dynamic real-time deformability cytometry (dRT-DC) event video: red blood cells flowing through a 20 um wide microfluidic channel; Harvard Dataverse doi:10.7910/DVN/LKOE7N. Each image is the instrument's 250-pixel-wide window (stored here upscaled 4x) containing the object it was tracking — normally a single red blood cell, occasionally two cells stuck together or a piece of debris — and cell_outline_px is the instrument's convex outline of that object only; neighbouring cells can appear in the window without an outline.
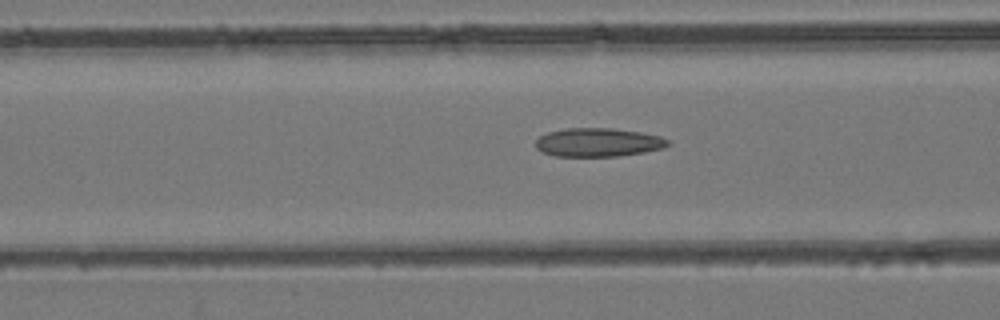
{"species": "common noctule bat (a hibernating species)", "species_latin": "Nyctalus noctula", "temperature_condition": "room temperature", "stored_images_in_passage": 50, "camera_frame_rate_fps": 3000, "um_per_image_px": 0.085, "animal": {"sex": "female", "body_mass_g": 24.6, "forearm_length_mm": 56.2}, "frame": {"image": 1, "passage_image": 20, "time_ms": 6.333, "image_size_px": [1000, 320], "cell_outline_px": [[668, 144], [664, 148], [644, 152], [620, 156], [556, 156], [544, 152], [536, 148], [536, 140], [540, 136], [548, 132], [568, 128], [612, 128], [640, 132], [660, 136], [668, 140]], "centroid_in_image_um": [50.85, 12.1], "position_along_channel_um": 115.8, "area_um2": 21.91}}
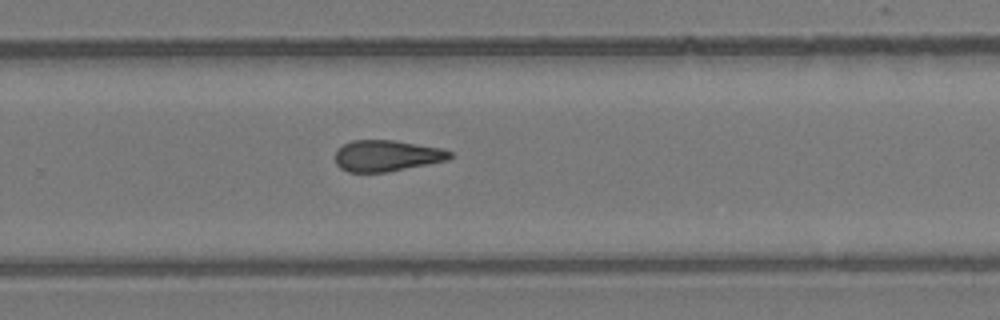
{"frame": {"image": 2, "passage_image": 33, "time_ms": 10.667, "image_size_px": [1000, 320], "cell_outline_px": [[452, 156], [448, 160], [388, 172], [348, 172], [340, 168], [336, 164], [336, 152], [344, 144], [352, 140], [392, 140], [444, 148], [452, 152]], "centroid_in_image_um": [32.9, 13.24], "position_along_channel_um": 296.9, "area_um2": 20.87}}
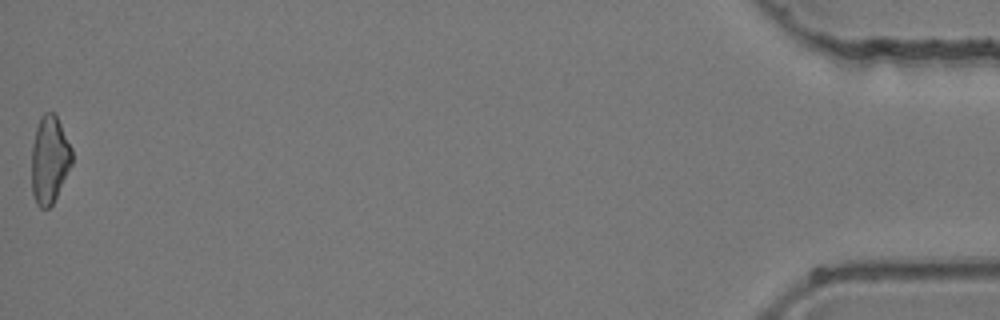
{"frame": {"image": 3, "passage_image": 50, "time_ms": 16.333, "image_size_px": [1000, 320], "cell_outline_px": [[72, 164], [52, 204], [48, 208], [40, 208], [36, 204], [32, 192], [32, 144], [36, 128], [40, 116], [44, 112], [52, 112], [56, 116], [72, 148]], "centroid_in_image_um": [4.2, 13.57], "position_along_channel_um": 431.0, "area_um2": 20.46}}